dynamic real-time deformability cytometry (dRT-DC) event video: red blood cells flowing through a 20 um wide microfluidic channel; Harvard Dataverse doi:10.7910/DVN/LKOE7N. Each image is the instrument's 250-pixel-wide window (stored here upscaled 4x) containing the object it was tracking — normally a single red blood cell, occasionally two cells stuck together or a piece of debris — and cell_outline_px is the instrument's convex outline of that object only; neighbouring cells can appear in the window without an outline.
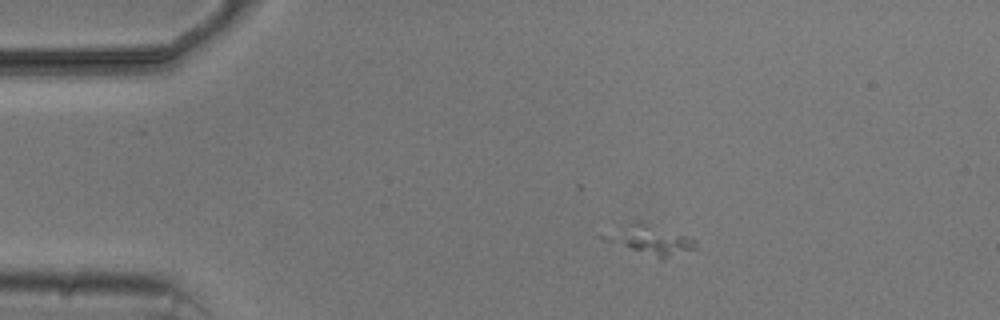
{"species": "common noctule bat (a hibernating species)", "species_latin": "Nyctalus noctula", "temperature_condition": "cold", "stored_images_in_passage": 5, "camera_frame_rate_fps": 3000, "um_per_image_px": 0.085, "animal": {"sex": "male", "body_mass_g": 20.5, "forearm_length_mm": 52.5}, "frame": {"image": 1, "passage_image": 1, "time_ms": 0.0, "image_size_px": [1000, 320], "cell_outline_px": [[696, 248], [660, 260], [632, 248], [624, 244], [624, 240], [632, 224], [640, 224], [684, 236], [696, 240]], "centroid_in_image_um": [55.89, 20.56], "position_along_channel_um": 29.1, "area_um2": 11.56}}